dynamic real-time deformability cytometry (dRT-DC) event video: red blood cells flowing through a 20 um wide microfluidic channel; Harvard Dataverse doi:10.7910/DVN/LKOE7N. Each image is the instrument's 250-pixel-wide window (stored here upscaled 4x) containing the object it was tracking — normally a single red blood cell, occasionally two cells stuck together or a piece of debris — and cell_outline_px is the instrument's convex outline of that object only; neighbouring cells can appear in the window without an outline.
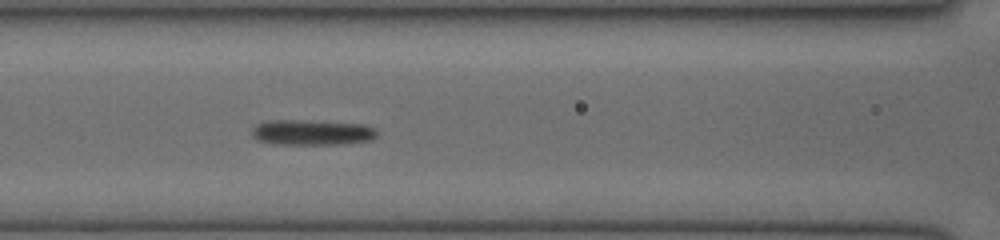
{"species": "human", "species_latin": "Homo sapiens", "temperature_condition": "cold", "stored_images_in_passage": 45, "camera_frame_rate_fps": 3000, "um_per_image_px": 0.085, "donor": {"sex": "female"}, "frame": {"image": 1, "passage_image": 19, "time_ms": 6.0, "image_size_px": [1000, 240], "cell_outline_px": [[376, 136], [368, 140], [340, 144], [272, 144], [260, 140], [252, 136], [252, 128], [256, 124], [268, 120], [300, 120], [364, 124], [376, 128]], "centroid_in_image_um": [26.48, 11.25], "position_along_channel_um": 140.1, "area_um2": 18.44}}
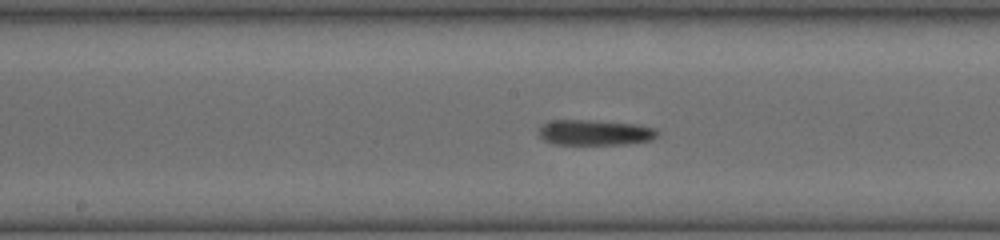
{"frame": {"image": 2, "passage_image": 23, "time_ms": 7.333, "image_size_px": [1000, 240], "cell_outline_px": [[660, 132], [652, 140], [624, 144], [552, 144], [544, 140], [540, 136], [540, 124], [548, 120], [588, 120], [640, 124], [656, 128]], "centroid_in_image_um": [50.58, 11.25], "position_along_channel_um": 197.6, "area_um2": 17.8}}
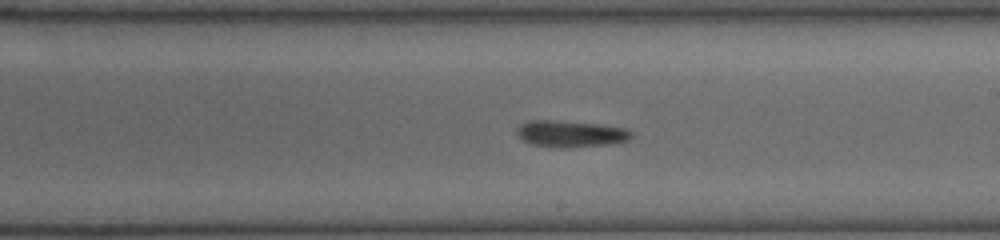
{"frame": {"image": 3, "passage_image": 26, "time_ms": 8.333, "image_size_px": [1000, 240], "cell_outline_px": [[632, 136], [628, 140], [612, 144], [564, 148], [532, 144], [516, 136], [516, 128], [520, 124], [528, 120], [552, 120], [600, 124], [628, 128], [632, 132]], "centroid_in_image_um": [48.51, 11.36], "position_along_channel_um": 240.5, "area_um2": 17.92}}